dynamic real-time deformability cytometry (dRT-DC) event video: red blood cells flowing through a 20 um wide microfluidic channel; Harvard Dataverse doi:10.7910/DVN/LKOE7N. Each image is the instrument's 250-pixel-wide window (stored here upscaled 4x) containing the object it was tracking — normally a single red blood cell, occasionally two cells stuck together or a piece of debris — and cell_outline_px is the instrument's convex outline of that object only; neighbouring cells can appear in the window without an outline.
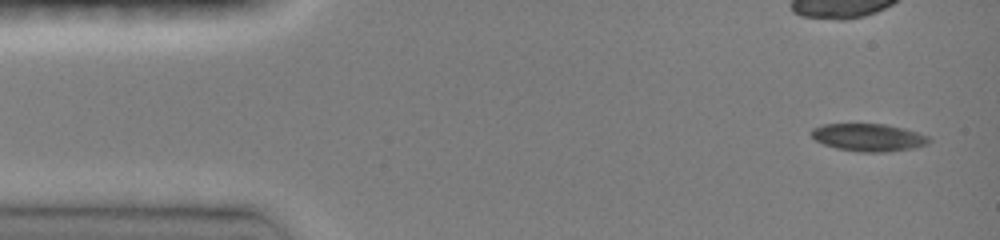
{"species": "common noctule bat (a hibernating species)", "species_latin": "Nyctalus noctula", "temperature_condition": "room temperature", "stored_images_in_passage": 5, "camera_frame_rate_fps": 3000, "um_per_image_px": 0.085, "animal": {"sex": "female", "body_mass_g": 19.0, "forearm_length_mm": 51.5}, "frame": {"image": 1, "passage_image": 1, "time_ms": 0.0, "image_size_px": [1000, 240], "cell_outline_px": [[932, 140], [928, 144], [916, 148], [888, 152], [860, 152], [836, 148], [824, 144], [816, 140], [812, 136], [812, 128], [824, 124], [884, 124], [904, 128], [928, 136]], "centroid_in_image_um": [73.87, 11.69], "position_along_channel_um": 11.1, "area_um2": 18.96}}